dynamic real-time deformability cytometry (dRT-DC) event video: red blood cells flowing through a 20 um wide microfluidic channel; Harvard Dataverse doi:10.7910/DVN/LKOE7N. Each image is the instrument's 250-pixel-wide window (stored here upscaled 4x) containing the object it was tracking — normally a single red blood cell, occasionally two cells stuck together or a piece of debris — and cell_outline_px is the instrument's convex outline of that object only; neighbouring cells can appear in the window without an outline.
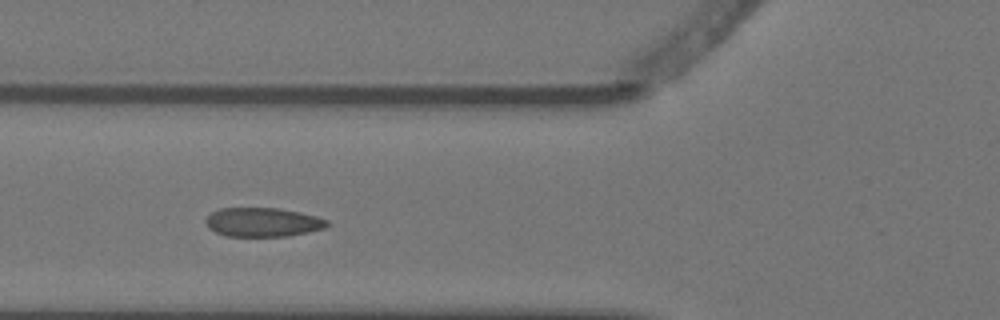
{"species": "Egyptian fruit bat (a non-hibernating species)", "species_latin": "Rousettus aegyptiacus", "temperature_condition": "warm", "stored_images_in_passage": 6, "camera_frame_rate_fps": 3000, "um_per_image_px": 0.085, "animal": {"sex": "female"}, "frame": {"image": 1, "passage_image": 4, "time_ms": 1.0, "image_size_px": [1000, 320], "cell_outline_px": [[328, 224], [324, 228], [308, 232], [288, 236], [224, 236], [208, 228], [204, 220], [212, 212], [220, 208], [280, 208], [300, 212], [316, 216], [328, 220]], "centroid_in_image_um": [22.32, 18.88], "position_along_channel_um": 103.5, "area_um2": 20.58}}
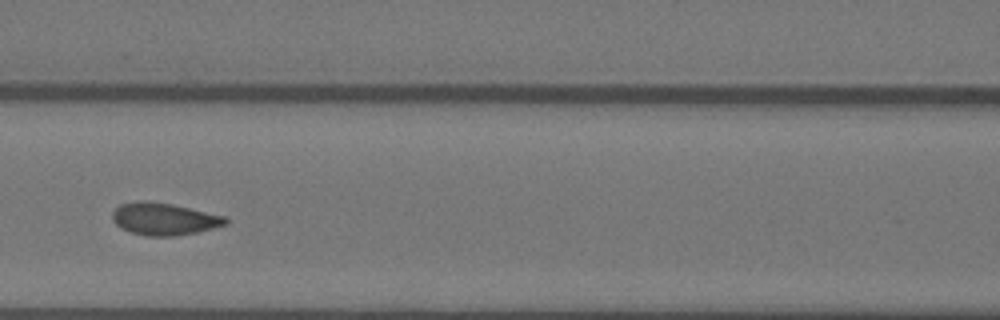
{"frame": {"image": 2, "passage_image": 5, "time_ms": 1.333, "image_size_px": [1000, 320], "cell_outline_px": [[228, 224], [196, 232], [172, 236], [144, 236], [132, 232], [116, 224], [112, 220], [112, 212], [120, 204], [136, 200], [148, 200], [172, 204], [224, 216], [228, 220]], "centroid_in_image_um": [13.92, 18.6], "position_along_channel_um": 152.7, "area_um2": 21.15}}
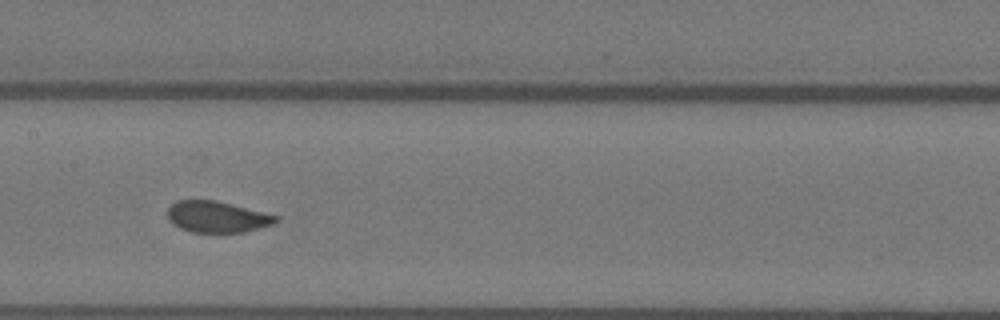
{"frame": {"image": 3, "passage_image": 6, "time_ms": 1.667, "image_size_px": [1000, 320], "cell_outline_px": [[280, 220], [276, 224], [244, 232], [192, 232], [180, 228], [172, 224], [168, 220], [168, 208], [176, 200], [216, 200], [280, 216]], "centroid_in_image_um": [18.48, 18.43], "position_along_channel_um": 188.9, "area_um2": 19.94}}